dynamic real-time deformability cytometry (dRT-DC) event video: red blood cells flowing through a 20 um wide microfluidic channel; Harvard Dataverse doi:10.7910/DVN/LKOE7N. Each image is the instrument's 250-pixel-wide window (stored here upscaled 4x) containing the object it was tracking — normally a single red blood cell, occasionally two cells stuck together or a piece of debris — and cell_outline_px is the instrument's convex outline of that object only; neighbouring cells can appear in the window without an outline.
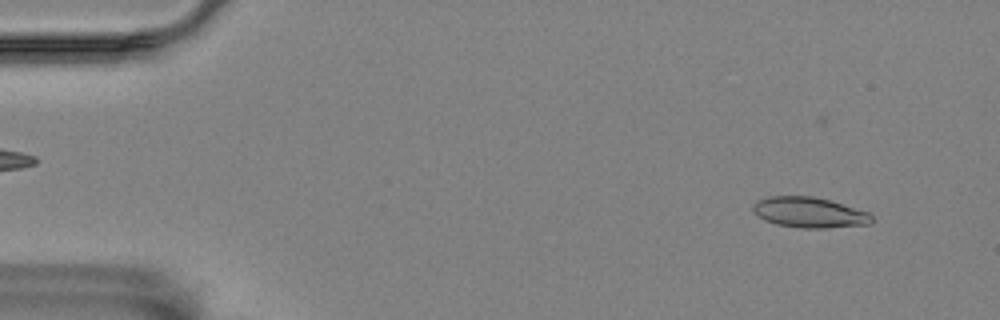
{"species": "Egyptian fruit bat (a non-hibernating species)", "species_latin": "Rousettus aegyptiacus", "temperature_condition": "room temperature", "stored_images_in_passage": 55, "camera_frame_rate_fps": 3000, "um_per_image_px": 0.085, "animal": {"sex": "female"}, "frame": {"image": 1, "passage_image": 4, "time_ms": 1.0, "image_size_px": [1000, 320], "cell_outline_px": [[872, 224], [824, 228], [800, 228], [776, 224], [764, 220], [752, 208], [752, 204], [756, 200], [768, 196], [812, 196], [828, 200], [868, 212], [872, 216]], "centroid_in_image_um": [68.77, 18.06], "position_along_channel_um": 16.2, "area_um2": 20.98}}
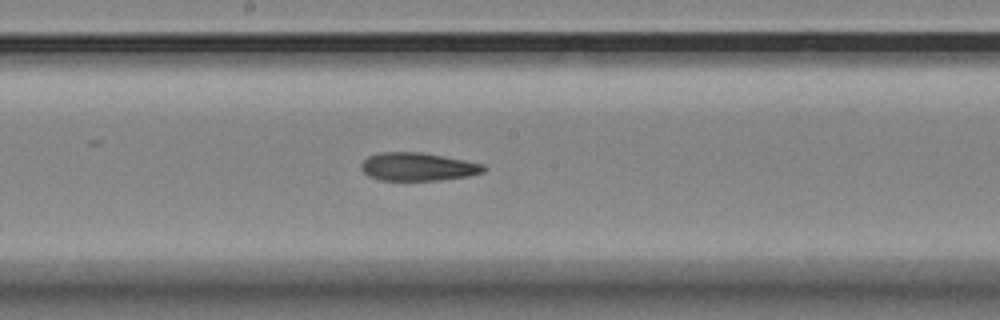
{"frame": {"image": 2, "passage_image": 29, "time_ms": 9.333, "image_size_px": [1000, 320], "cell_outline_px": [[488, 168], [484, 172], [468, 176], [440, 180], [380, 180], [368, 176], [360, 168], [360, 164], [368, 156], [380, 152], [420, 152], [444, 156], [484, 164]], "centroid_in_image_um": [35.52, 14.17], "position_along_channel_um": 212.7, "area_um2": 20.17}}
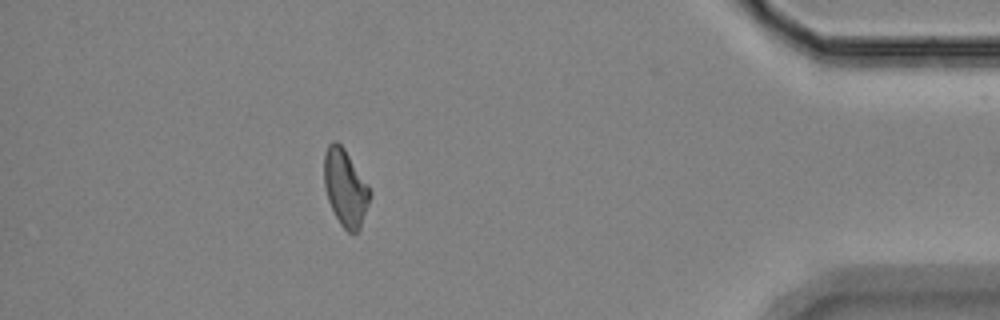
{"frame": {"image": 3, "passage_image": 49, "time_ms": 16.0, "image_size_px": [1000, 320], "cell_outline_px": [[372, 196], [360, 228], [356, 232], [348, 232], [340, 224], [328, 200], [324, 184], [324, 156], [328, 144], [332, 140], [336, 140], [344, 148], [368, 184], [372, 192]], "centroid_in_image_um": [29.37, 15.95], "position_along_channel_um": 405.8, "area_um2": 20.52}, "authors_computed_cell_mechanics": {"area_um2": 20.7502, "velocity_mm_per_s": 3.561, "shape_relaxation_time_tau1_ms": null, "shape_relaxation_time_tau2_ms": 3.7332, "deformation_change_tau1": null, "deformation_change_tau2": 0.1171}}